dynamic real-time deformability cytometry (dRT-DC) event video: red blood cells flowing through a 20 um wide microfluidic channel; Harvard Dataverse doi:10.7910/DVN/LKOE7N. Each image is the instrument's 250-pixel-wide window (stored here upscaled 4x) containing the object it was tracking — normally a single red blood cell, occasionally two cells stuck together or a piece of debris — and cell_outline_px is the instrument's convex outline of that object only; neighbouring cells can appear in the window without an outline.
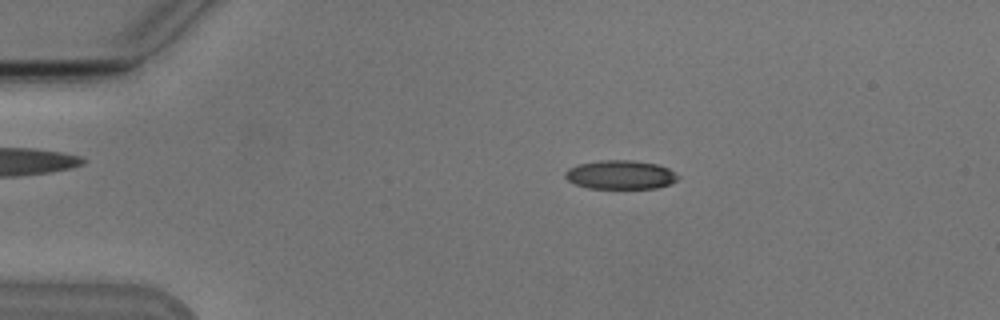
{"species": "Egyptian fruit bat (a non-hibernating species)", "species_latin": "Rousettus aegyptiacus", "temperature_condition": "cold", "stored_images_in_passage": 54, "camera_frame_rate_fps": 3000, "um_per_image_px": 0.085, "animal": {"sex": "male"}, "frame": {"image": 1, "passage_image": 11, "time_ms": 3.333, "image_size_px": [1000, 320], "cell_outline_px": [[680, 176], [676, 180], [668, 184], [656, 188], [588, 188], [576, 184], [568, 180], [564, 176], [564, 172], [568, 168], [580, 164], [600, 160], [632, 160], [656, 164], [668, 168]], "centroid_in_image_um": [52.72, 14.85], "position_along_channel_um": 32.3, "area_um2": 18.84}}
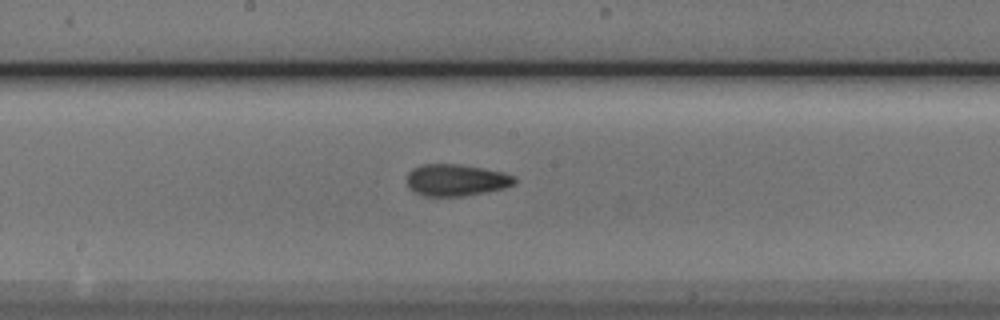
{"frame": {"image": 2, "passage_image": 29, "time_ms": 9.333, "image_size_px": [1000, 320], "cell_outline_px": [[516, 184], [504, 188], [488, 192], [464, 196], [424, 196], [412, 192], [408, 184], [408, 172], [412, 168], [420, 164], [460, 164], [500, 172], [516, 176]], "centroid_in_image_um": [38.76, 15.31], "position_along_channel_um": 209.4, "area_um2": 20.06}}
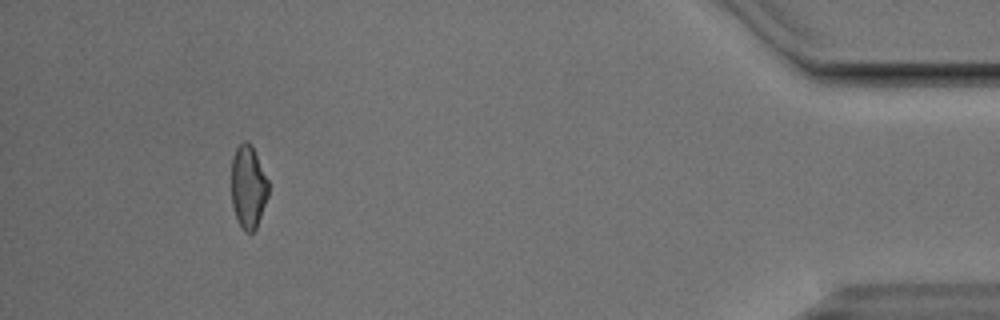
{"frame": {"image": 3, "passage_image": 50, "time_ms": 16.333, "image_size_px": [1000, 320], "cell_outline_px": [[268, 196], [256, 228], [252, 232], [244, 232], [240, 228], [232, 204], [232, 156], [236, 148], [244, 140], [248, 140], [252, 144], [268, 180]], "centroid_in_image_um": [21.1, 15.86], "position_along_channel_um": 414.1, "area_um2": 17.98}, "authors_computed_cell_mechanics": {"area_um2": 19.1607, "velocity_mm_per_s": 3.822, "shape_relaxation_time_tau1_ms": 5.5053, "shape_relaxation_time_tau2_ms": 2.863, "deformation_change_tau1": 0.1377, "deformation_change_tau2": 0.0988}}